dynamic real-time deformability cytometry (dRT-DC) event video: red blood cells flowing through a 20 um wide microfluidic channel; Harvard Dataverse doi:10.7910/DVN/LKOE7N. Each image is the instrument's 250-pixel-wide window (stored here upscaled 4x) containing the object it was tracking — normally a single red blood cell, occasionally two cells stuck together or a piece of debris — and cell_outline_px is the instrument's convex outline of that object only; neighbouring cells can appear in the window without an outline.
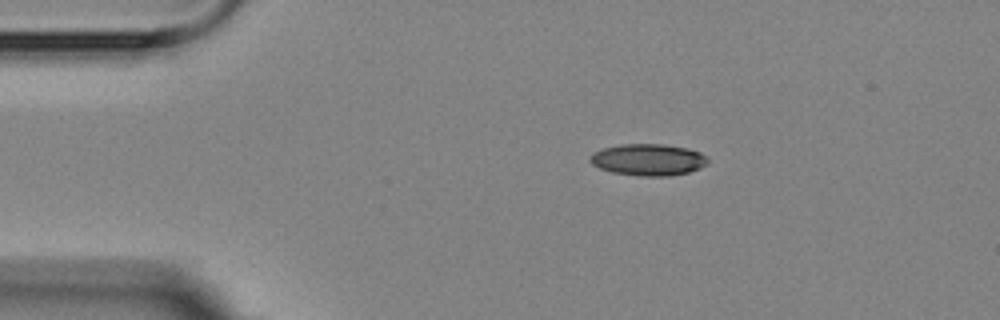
{"species": "Egyptian fruit bat (a non-hibernating species)", "species_latin": "Rousettus aegyptiacus", "temperature_condition": "room temperature", "stored_images_in_passage": 2, "camera_frame_rate_fps": 3000, "um_per_image_px": 0.085, "animal": {"sex": "female"}, "frame": {"image": 1, "passage_image": 1, "time_ms": 0.0, "image_size_px": [1000, 320], "cell_outline_px": [[708, 164], [700, 168], [688, 172], [668, 176], [640, 176], [612, 172], [600, 168], [592, 164], [588, 160], [592, 152], [604, 148], [624, 144], [664, 144], [688, 148], [700, 152], [708, 160]], "centroid_in_image_um": [55.09, 13.57], "position_along_channel_um": 29.9, "area_um2": 21.73}}